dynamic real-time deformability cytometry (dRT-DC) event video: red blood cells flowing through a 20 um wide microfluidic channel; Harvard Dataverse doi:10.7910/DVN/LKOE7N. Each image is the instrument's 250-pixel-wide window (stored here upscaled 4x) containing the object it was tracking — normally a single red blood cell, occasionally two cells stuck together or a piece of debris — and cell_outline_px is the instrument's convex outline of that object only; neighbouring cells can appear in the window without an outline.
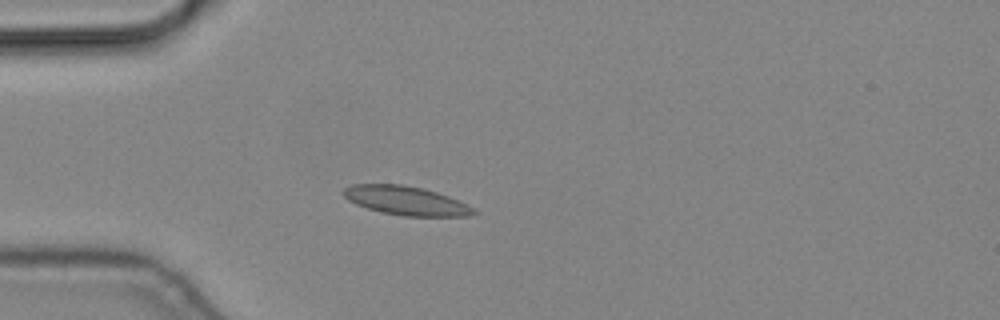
{"species": "common noctule bat (a hibernating species)", "species_latin": "Nyctalus noctula", "temperature_condition": "cold", "stored_images_in_passage": 5, "camera_frame_rate_fps": 3000, "um_per_image_px": 0.085, "animal": {"sex": "male", "body_mass_g": 19.2, "forearm_length_mm": 51.8}, "frame": {"image": 1, "passage_image": 4, "time_ms": 1.0, "image_size_px": [1000, 320], "cell_outline_px": [[480, 212], [468, 216], [404, 216], [380, 212], [356, 204], [348, 200], [340, 192], [344, 188], [352, 184], [400, 184], [424, 188], [448, 196], [468, 204], [476, 208]], "centroid_in_image_um": [34.53, 17.05], "position_along_channel_um": 50.5, "area_um2": 22.14}}